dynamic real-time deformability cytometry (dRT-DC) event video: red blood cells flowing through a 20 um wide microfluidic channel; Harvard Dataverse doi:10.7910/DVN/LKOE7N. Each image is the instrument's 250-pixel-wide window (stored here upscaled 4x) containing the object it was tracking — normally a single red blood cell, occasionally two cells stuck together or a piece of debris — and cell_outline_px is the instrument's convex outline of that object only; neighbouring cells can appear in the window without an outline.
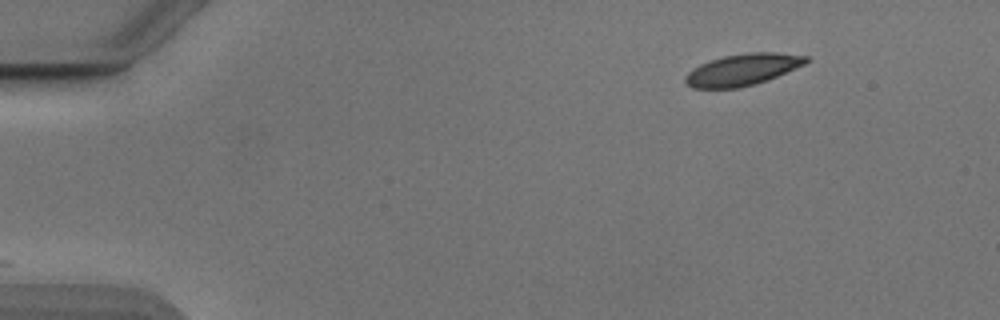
{"species": "Egyptian fruit bat (a non-hibernating species)", "species_latin": "Rousettus aegyptiacus", "temperature_condition": "cold", "stored_images_in_passage": 31, "camera_frame_rate_fps": 3000, "um_per_image_px": 0.085, "animal": {"sex": "male"}, "frame": {"image": 1, "passage_image": 1, "time_ms": 0.0, "image_size_px": [1000, 320], "cell_outline_px": [[808, 60], [804, 64], [776, 76], [752, 84], [736, 88], [692, 88], [684, 80], [684, 76], [692, 68], [708, 60], [724, 56], [748, 52], [776, 52], [808, 56]], "centroid_in_image_um": [63.06, 5.9], "position_along_channel_um": 21.9, "area_um2": 21.96}}
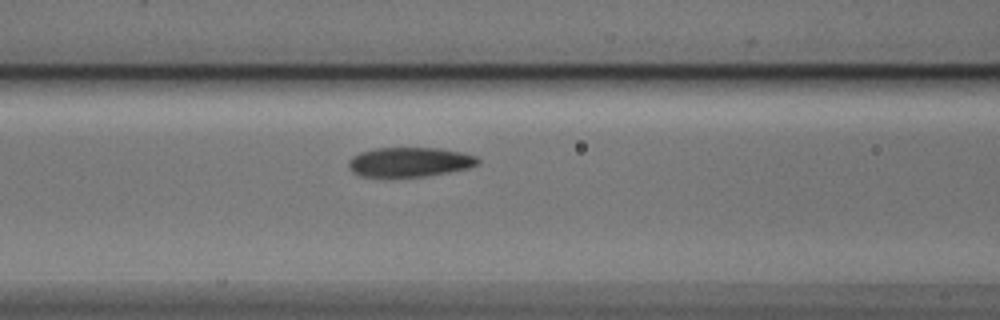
{"frame": {"image": 2, "passage_image": 17, "time_ms": 5.333, "image_size_px": [1000, 320], "cell_outline_px": [[480, 164], [468, 168], [428, 176], [360, 176], [352, 172], [348, 168], [348, 160], [352, 156], [360, 152], [376, 148], [440, 148], [460, 152], [476, 156], [480, 160]], "centroid_in_image_um": [34.81, 13.77], "position_along_channel_um": 131.8, "area_um2": 22.25}}
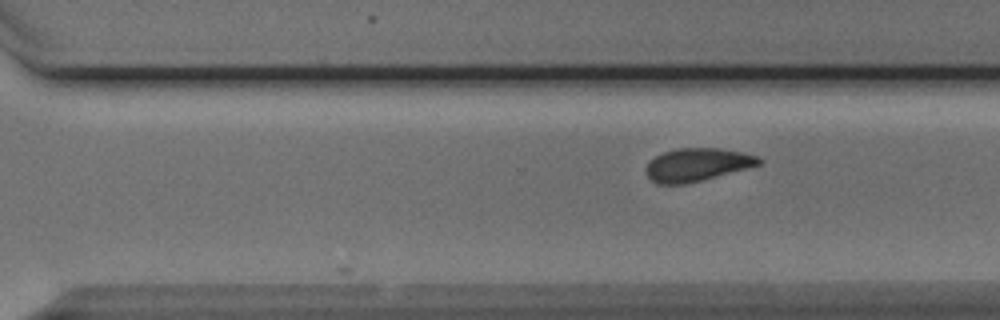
{"frame": {"image": 3, "passage_image": 31, "time_ms": 10.0, "image_size_px": [1000, 320], "cell_outline_px": [[764, 160], [760, 164], [700, 180], [684, 184], [656, 184], [644, 172], [648, 164], [656, 156], [664, 152], [676, 148], [720, 148], [760, 156]], "centroid_in_image_um": [59.24, 13.99], "position_along_channel_um": 311.4, "area_um2": 21.39}}